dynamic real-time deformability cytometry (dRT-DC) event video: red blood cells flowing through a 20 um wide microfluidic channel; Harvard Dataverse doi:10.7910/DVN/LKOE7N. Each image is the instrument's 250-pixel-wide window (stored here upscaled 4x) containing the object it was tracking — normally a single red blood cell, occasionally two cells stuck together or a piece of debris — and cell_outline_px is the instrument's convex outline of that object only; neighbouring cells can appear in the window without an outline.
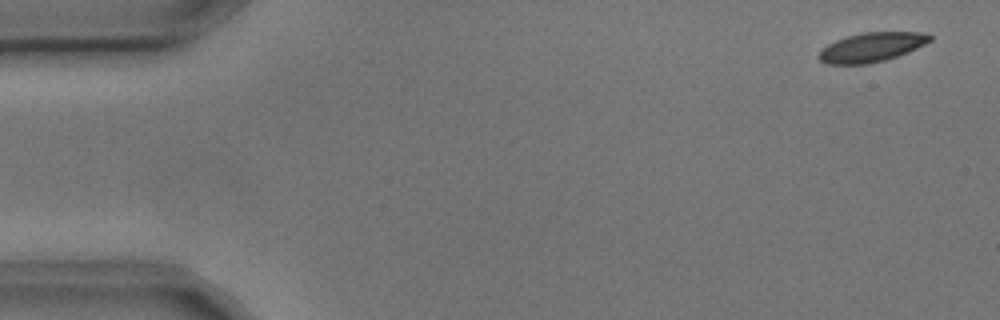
{"species": "common noctule bat (a hibernating species)", "species_latin": "Nyctalus noctula", "temperature_condition": "cold", "stored_images_in_passage": 4, "camera_frame_rate_fps": 3000, "um_per_image_px": 0.085, "animal": {"sex": "male", "body_mass_g": 17.9, "forearm_length_mm": 54.2}, "frame": {"image": 1, "passage_image": 1, "time_ms": 0.0, "image_size_px": [1000, 320], "cell_outline_px": [[932, 40], [908, 52], [884, 60], [868, 64], [828, 64], [820, 60], [816, 56], [828, 44], [836, 40], [860, 32], [928, 32], [932, 36]], "centroid_in_image_um": [74.1, 4.0], "position_along_channel_um": 10.9, "area_um2": 18.9}}